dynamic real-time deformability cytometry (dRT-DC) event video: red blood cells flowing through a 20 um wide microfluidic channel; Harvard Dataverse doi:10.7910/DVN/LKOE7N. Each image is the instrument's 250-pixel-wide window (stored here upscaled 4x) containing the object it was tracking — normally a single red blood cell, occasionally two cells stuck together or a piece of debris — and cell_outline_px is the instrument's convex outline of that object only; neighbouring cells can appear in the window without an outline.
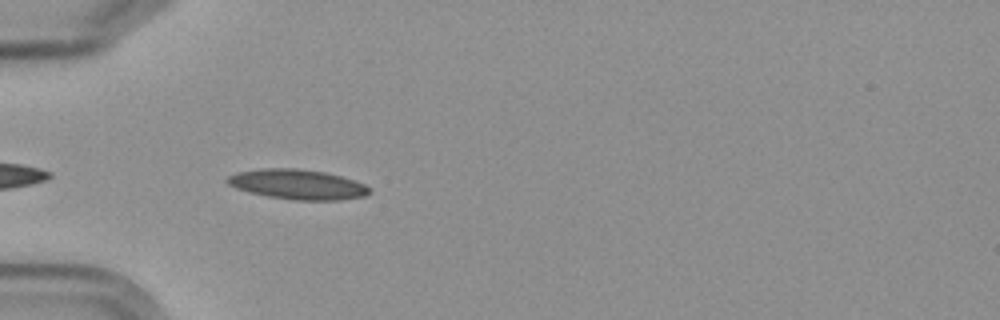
{"species": "Egyptian fruit bat (a non-hibernating species)", "species_latin": "Rousettus aegyptiacus", "temperature_condition": "cold", "stored_images_in_passage": 7, "camera_frame_rate_fps": 3000, "um_per_image_px": 0.085, "frame": {"image": 1, "passage_image": 6, "time_ms": 5.667, "image_size_px": [1000, 320], "cell_outline_px": [[372, 192], [364, 196], [340, 200], [296, 200], [268, 196], [248, 192], [236, 188], [228, 184], [224, 180], [228, 176], [236, 172], [260, 168], [296, 168], [324, 172], [340, 176], [364, 184], [372, 188]], "centroid_in_image_um": [25.27, 15.67], "position_along_channel_um": 59.7, "area_um2": 24.85}}